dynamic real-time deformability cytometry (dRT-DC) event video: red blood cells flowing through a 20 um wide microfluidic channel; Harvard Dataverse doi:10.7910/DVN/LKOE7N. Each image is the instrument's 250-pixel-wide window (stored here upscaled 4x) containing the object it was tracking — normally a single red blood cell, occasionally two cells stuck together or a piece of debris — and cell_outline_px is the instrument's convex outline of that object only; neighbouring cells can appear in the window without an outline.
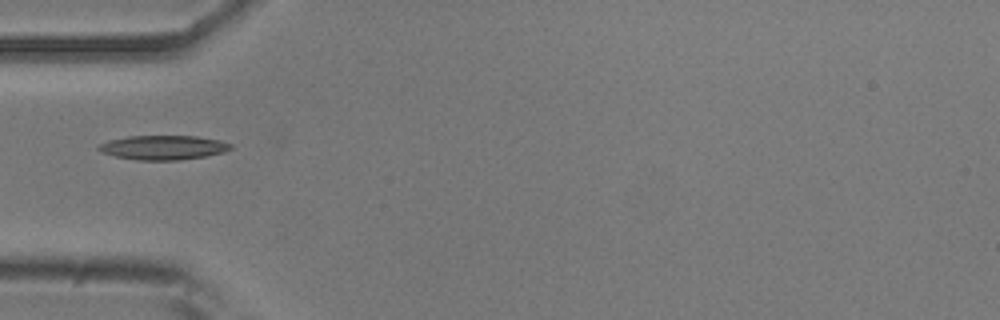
{"species": "common noctule bat (a hibernating species)", "species_latin": "Nyctalus noctula", "temperature_condition": "room temperature", "stored_images_in_passage": 37, "camera_frame_rate_fps": 3000, "um_per_image_px": 0.085, "animal": {"sex": "male", "body_mass_g": 20.5, "forearm_length_mm": 52.5}, "frame": {"image": 1, "passage_image": 1, "time_ms": 0.0, "image_size_px": [1000, 320], "cell_outline_px": [[232, 148], [224, 152], [204, 156], [180, 160], [136, 160], [116, 156], [100, 152], [96, 148], [100, 144], [108, 140], [128, 136], [196, 136], [220, 140], [232, 144]], "centroid_in_image_um": [13.86, 12.53], "position_along_channel_um": 71.1, "area_um2": 18.73}}
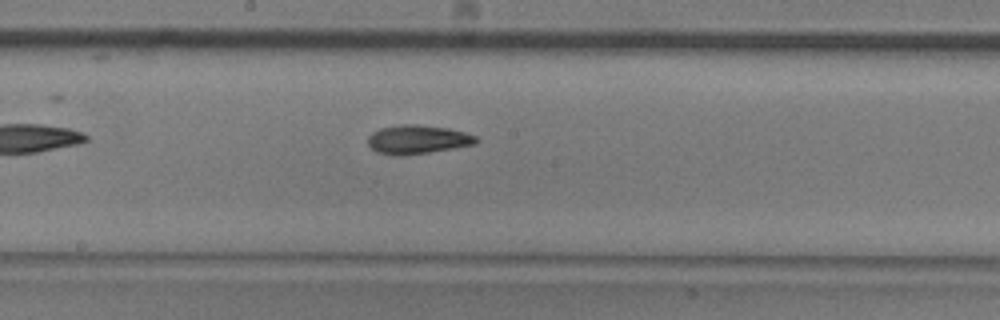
{"frame": {"image": 2, "passage_image": 12, "time_ms": 3.667, "image_size_px": [1000, 320], "cell_outline_px": [[480, 140], [476, 144], [428, 152], [396, 156], [376, 152], [368, 144], [368, 136], [372, 132], [380, 128], [400, 124], [412, 124], [448, 128], [464, 132], [476, 136]], "centroid_in_image_um": [35.48, 11.85], "position_along_channel_um": 212.7, "area_um2": 18.09}}
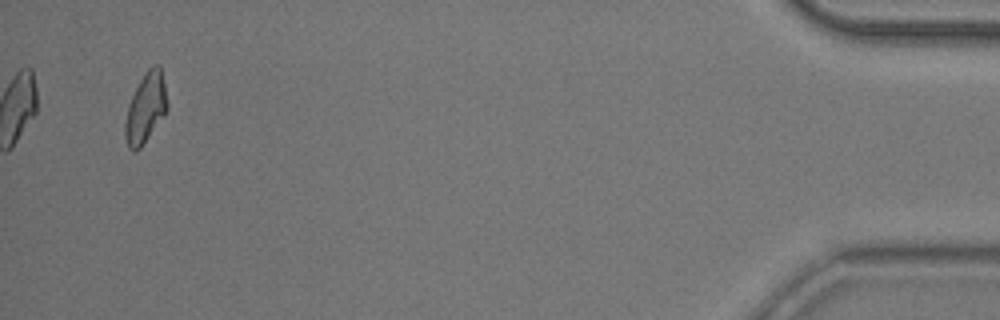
{"frame": {"image": 3, "passage_image": 35, "time_ms": 11.333, "image_size_px": [1000, 320], "cell_outline_px": [[168, 108], [164, 116], [140, 148], [136, 152], [132, 152], [128, 148], [124, 136], [124, 124], [128, 104], [140, 80], [148, 68], [152, 64], [160, 64], [168, 104]], "centroid_in_image_um": [12.37, 9.2], "position_along_channel_um": 422.8, "area_um2": 17.28}}